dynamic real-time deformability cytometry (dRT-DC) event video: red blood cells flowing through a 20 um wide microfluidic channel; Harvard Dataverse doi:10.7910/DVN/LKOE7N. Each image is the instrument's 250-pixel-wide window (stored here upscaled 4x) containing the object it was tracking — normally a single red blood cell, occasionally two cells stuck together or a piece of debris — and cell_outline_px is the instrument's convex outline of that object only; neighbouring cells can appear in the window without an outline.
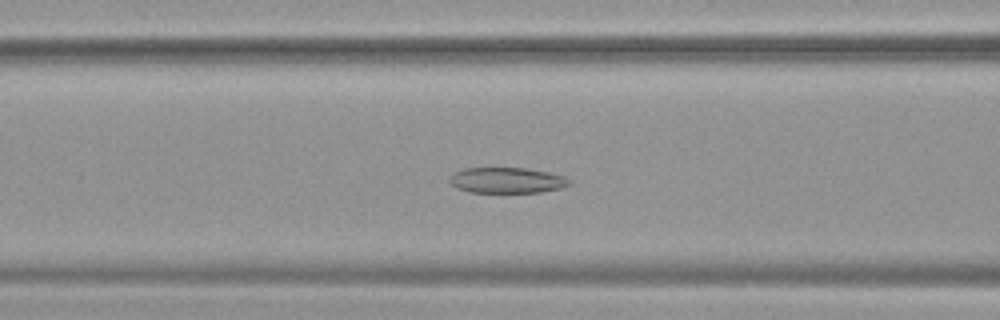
{"species": "common noctule bat (a hibernating species)", "species_latin": "Nyctalus noctula", "temperature_condition": "warm", "stored_images_in_passage": 47, "camera_frame_rate_fps": 3000, "um_per_image_px": 0.085, "animal": {"sex": "female", "body_mass_g": 19.9}, "frame": {"image": 1, "passage_image": 21, "time_ms": 6.667, "image_size_px": [1000, 320], "cell_outline_px": [[572, 184], [560, 188], [540, 192], [468, 192], [456, 188], [448, 180], [448, 176], [452, 172], [464, 168], [524, 168], [548, 172], [564, 176], [572, 180]], "centroid_in_image_um": [43.05, 15.32], "position_along_channel_um": 123.5, "area_um2": 18.09}}
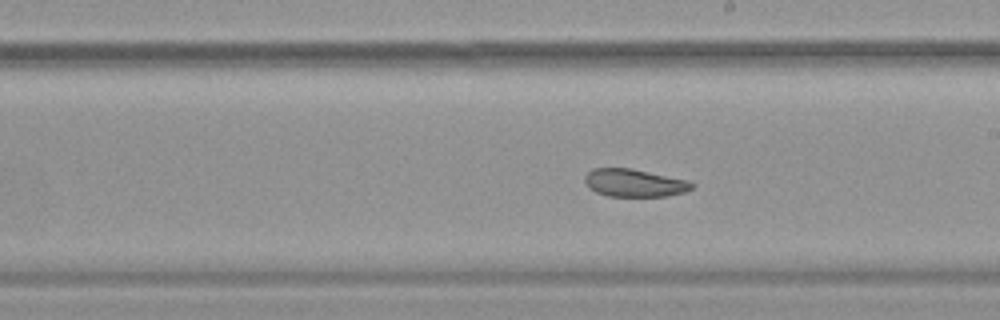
{"frame": {"image": 2, "passage_image": 30, "time_ms": 9.667, "image_size_px": [1000, 320], "cell_outline_px": [[696, 184], [692, 188], [684, 192], [664, 196], [608, 196], [596, 192], [588, 188], [584, 180], [584, 176], [592, 168], [632, 168], [688, 180]], "centroid_in_image_um": [53.9, 15.54], "position_along_channel_um": 235.1, "area_um2": 17.4}}
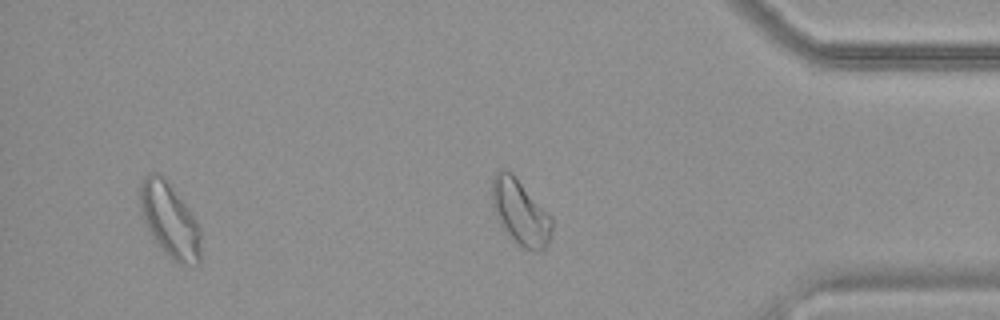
{"frame": {"image": 3, "passage_image": 44, "time_ms": 14.333, "image_size_px": [1000, 320], "cell_outline_px": [[200, 264], [180, 264], [164, 252], [160, 248], [152, 236], [140, 212], [140, 184], [144, 176], [152, 172], [156, 172], [164, 176], [188, 208], [196, 220], [200, 228]], "centroid_in_image_um": [14.42, 18.69], "position_along_channel_um": 420.8, "area_um2": 26.18}, "authors_computed_cell_mechanics": {"area_um2": 24.0448, "velocity_mm_per_s": 3.7309, "shape_relaxation_time_tau1_ms": null, "shape_relaxation_time_tau2_ms": 4.7486, "deformation_change_tau1": null, "deformation_change_tau2": 0.0956}}